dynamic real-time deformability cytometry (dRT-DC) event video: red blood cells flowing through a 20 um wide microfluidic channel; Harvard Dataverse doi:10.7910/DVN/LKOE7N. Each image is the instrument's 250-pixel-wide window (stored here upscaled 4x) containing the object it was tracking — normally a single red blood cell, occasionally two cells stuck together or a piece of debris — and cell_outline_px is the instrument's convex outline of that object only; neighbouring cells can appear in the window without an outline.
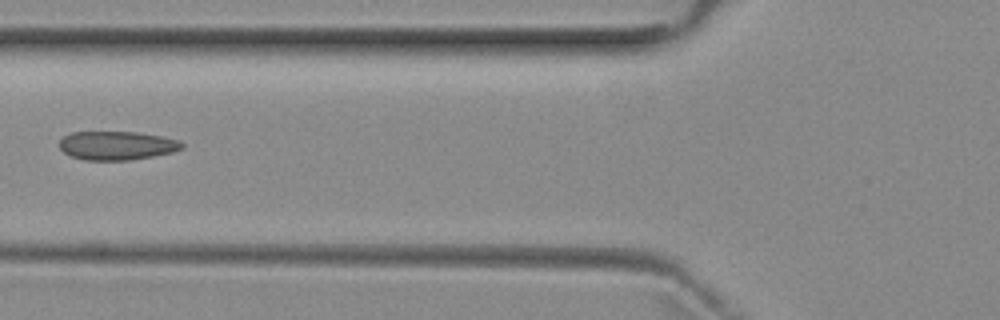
{"species": "common noctule bat (a hibernating species)", "species_latin": "Nyctalus noctula", "temperature_condition": "room temperature", "stored_images_in_passage": 6, "camera_frame_rate_fps": 3000, "um_per_image_px": 0.085, "animal": {"sex": "female", "body_mass_g": 29.2, "forearm_length_mm": 56.3}, "frame": {"image": 1, "passage_image": 6, "time_ms": 5.667, "image_size_px": [1000, 320], "cell_outline_px": [[184, 148], [172, 152], [132, 160], [84, 160], [72, 156], [64, 152], [60, 148], [60, 140], [64, 136], [72, 132], [136, 132], [160, 136], [176, 140], [184, 144]], "centroid_in_image_um": [9.92, 12.37], "position_along_channel_um": 115.9, "area_um2": 20.35}}